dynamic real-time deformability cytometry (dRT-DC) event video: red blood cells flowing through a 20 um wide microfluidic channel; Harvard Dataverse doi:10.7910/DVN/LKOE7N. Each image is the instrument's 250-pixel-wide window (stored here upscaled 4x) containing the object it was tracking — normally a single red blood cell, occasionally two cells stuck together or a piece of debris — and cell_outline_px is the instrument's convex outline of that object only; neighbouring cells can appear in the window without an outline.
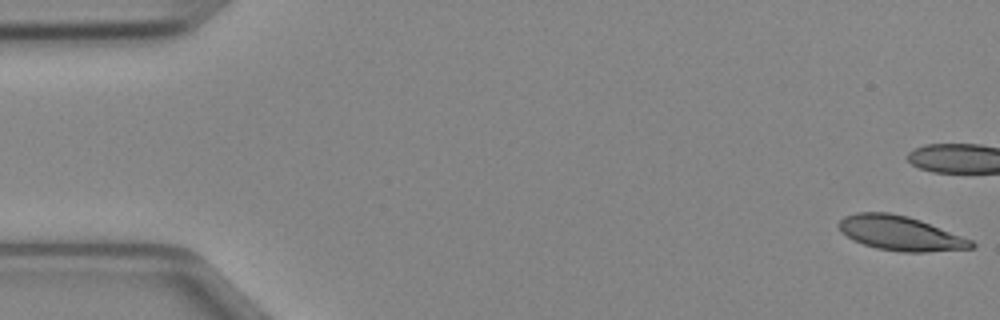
{"species": "Egyptian fruit bat (a non-hibernating species)", "species_latin": "Rousettus aegyptiacus", "temperature_condition": "cold", "stored_images_in_passage": 36, "camera_frame_rate_fps": 3000, "um_per_image_px": 0.085, "animal": {"sex": "female"}, "frame": {"image": 1, "passage_image": 1, "time_ms": 0.0, "image_size_px": [1000, 320], "cell_outline_px": [[976, 244], [972, 248], [924, 252], [904, 252], [876, 248], [852, 240], [840, 232], [836, 224], [844, 216], [856, 212], [888, 212], [908, 216], [920, 220], [972, 240]], "centroid_in_image_um": [76.47, 19.82], "position_along_channel_um": 8.5, "area_um2": 26.65}}
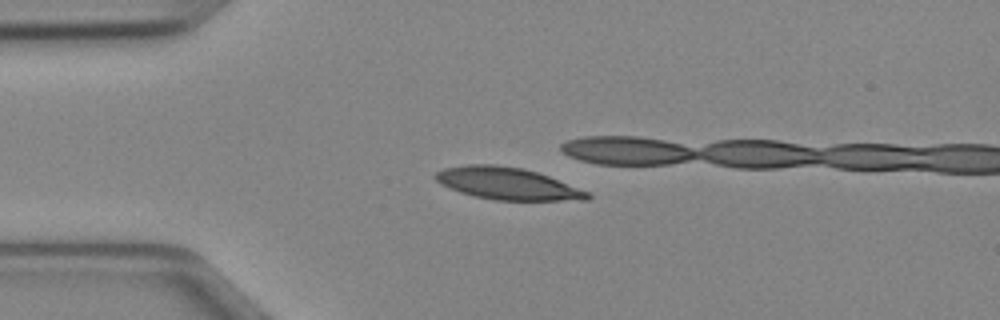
{"frame": {"image": 2, "passage_image": 12, "time_ms": 3.667, "image_size_px": [1000, 320], "cell_outline_px": [[592, 196], [588, 200], [496, 200], [476, 196], [460, 192], [440, 184], [432, 176], [436, 172], [444, 168], [468, 164], [496, 164], [524, 168], [548, 176], [588, 192]], "centroid_in_image_um": [43.09, 15.59], "position_along_channel_um": 41.9, "area_um2": 28.26}}